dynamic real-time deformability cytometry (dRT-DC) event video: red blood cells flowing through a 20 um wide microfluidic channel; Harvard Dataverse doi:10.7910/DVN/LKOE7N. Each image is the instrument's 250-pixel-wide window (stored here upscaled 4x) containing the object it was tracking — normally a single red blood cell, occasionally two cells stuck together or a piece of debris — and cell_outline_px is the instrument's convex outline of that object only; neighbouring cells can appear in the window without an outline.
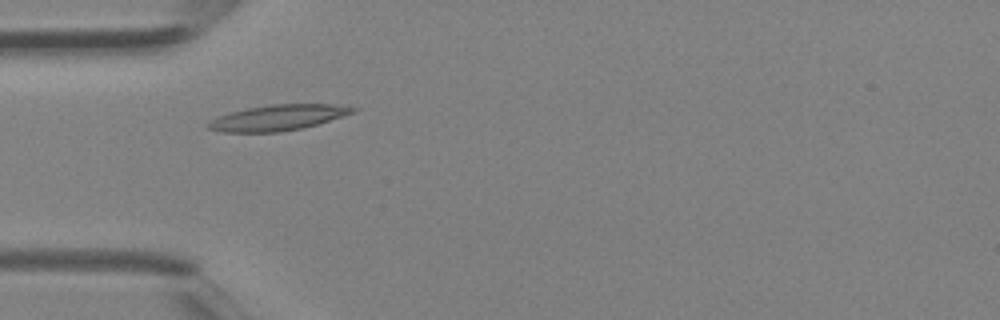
{"species": "Egyptian fruit bat (a non-hibernating species)", "species_latin": "Rousettus aegyptiacus", "temperature_condition": "room temperature", "stored_images_in_passage": 4, "camera_frame_rate_fps": 3000, "um_per_image_px": 0.085, "animal": {"sex": "female"}, "frame": {"image": 1, "passage_image": 3, "time_ms": 0.667, "image_size_px": [1000, 320], "cell_outline_px": [[360, 108], [356, 112], [304, 128], [280, 132], [224, 132], [204, 128], [204, 124], [220, 116], [232, 112], [248, 108], [272, 104], [332, 104]], "centroid_in_image_um": [23.64, 10.0], "position_along_channel_um": 61.4, "area_um2": 21.62}}
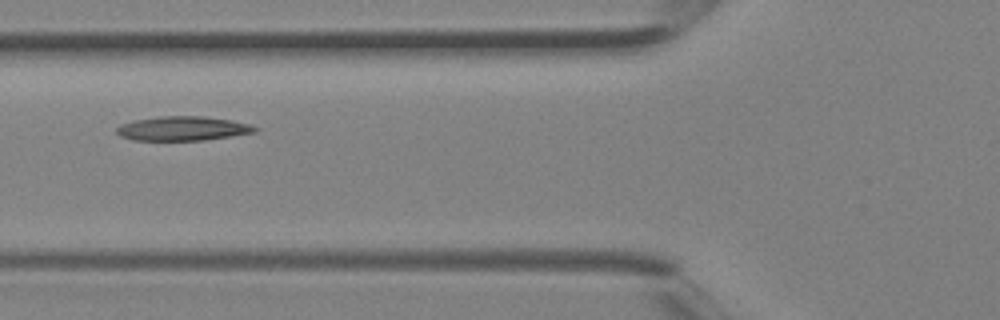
{"frame": {"image": 2, "passage_image": 4, "time_ms": 1.0, "image_size_px": [1000, 320], "cell_outline_px": [[260, 128], [256, 132], [232, 136], [204, 140], [132, 140], [120, 136], [116, 132], [116, 128], [120, 124], [132, 120], [160, 116], [200, 116], [232, 120], [248, 124]], "centroid_in_image_um": [15.51, 10.92], "position_along_channel_um": 110.3, "area_um2": 19.65}}